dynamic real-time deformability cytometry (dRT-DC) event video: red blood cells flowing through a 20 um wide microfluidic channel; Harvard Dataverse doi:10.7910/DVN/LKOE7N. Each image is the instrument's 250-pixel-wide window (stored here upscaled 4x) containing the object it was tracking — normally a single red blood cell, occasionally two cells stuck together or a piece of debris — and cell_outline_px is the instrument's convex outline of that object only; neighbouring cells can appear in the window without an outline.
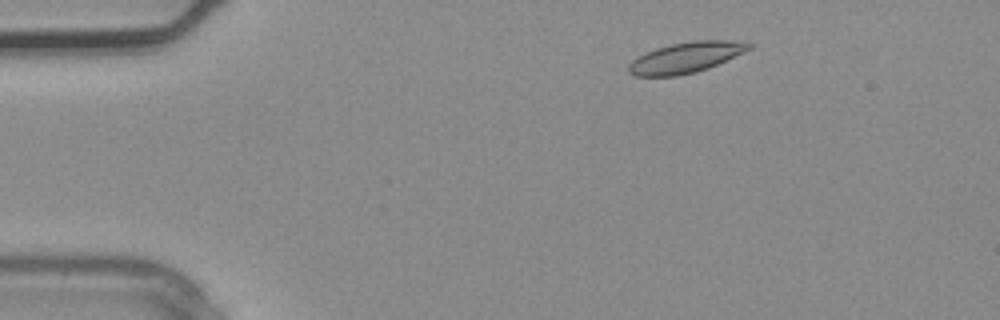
{"species": "common noctule bat (a hibernating species)", "species_latin": "Nyctalus noctula", "temperature_condition": "warm", "stored_images_in_passage": 3, "segment_of_instrument_passage": [2, 2], "camera_frame_rate_fps": 3000, "um_per_image_px": 0.085, "animal": {"sex": "male", "body_mass_g": 20.4}, "frame": {"image": 1, "passage_image": 3, "time_ms": 0.667, "image_size_px": [1000, 320], "cell_outline_px": [[752, 48], [744, 52], [708, 68], [696, 72], [676, 76], [636, 76], [628, 72], [628, 64], [632, 60], [656, 48], [672, 44], [696, 40], [728, 40], [752, 44]], "centroid_in_image_um": [58.28, 4.89], "position_along_channel_um": 26.7, "area_um2": 21.21}}